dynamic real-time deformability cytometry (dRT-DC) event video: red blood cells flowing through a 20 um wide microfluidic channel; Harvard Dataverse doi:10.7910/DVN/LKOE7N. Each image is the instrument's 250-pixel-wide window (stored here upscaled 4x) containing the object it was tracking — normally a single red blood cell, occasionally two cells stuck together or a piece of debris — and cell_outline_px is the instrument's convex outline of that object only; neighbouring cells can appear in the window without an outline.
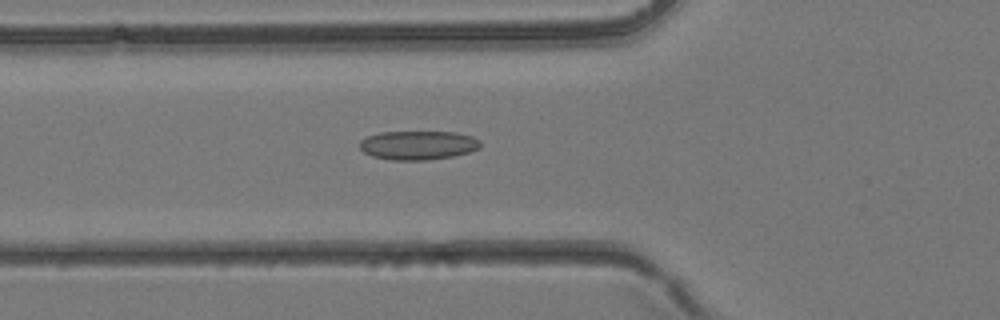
{"species": "common noctule bat (a hibernating species)", "species_latin": "Nyctalus noctula", "temperature_condition": "room temperature", "stored_images_in_passage": 39, "camera_frame_rate_fps": 3000, "um_per_image_px": 0.085, "animal": {"sex": "female", "body_mass_g": 24.6, "forearm_length_mm": 56.2}, "frame": {"image": 1, "passage_image": 14, "time_ms": 4.333, "image_size_px": [1000, 320], "cell_outline_px": [[480, 148], [468, 152], [452, 156], [428, 160], [392, 160], [372, 156], [364, 152], [360, 148], [360, 140], [368, 136], [380, 132], [456, 132], [472, 136], [480, 140]], "centroid_in_image_um": [35.54, 12.34], "position_along_channel_um": 90.3, "area_um2": 20.35}}
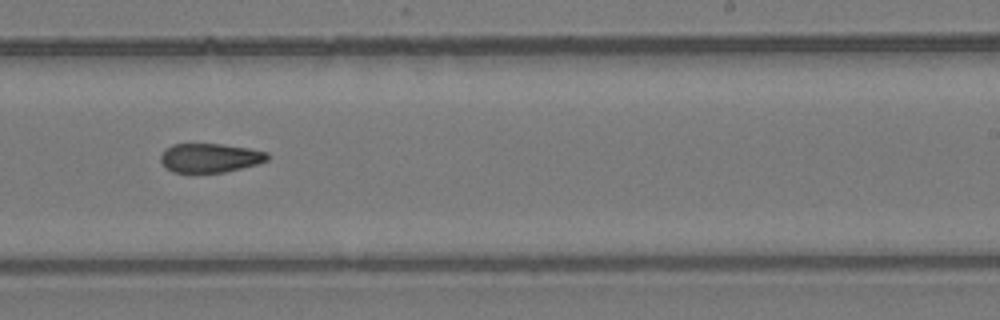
{"frame": {"image": 2, "passage_image": 24, "time_ms": 7.667, "image_size_px": [1000, 320], "cell_outline_px": [[268, 160], [256, 164], [224, 172], [172, 172], [164, 168], [160, 160], [160, 156], [164, 148], [172, 144], [220, 144], [248, 148], [268, 152]], "centroid_in_image_um": [17.79, 13.41], "position_along_channel_um": 271.2, "area_um2": 18.09}}
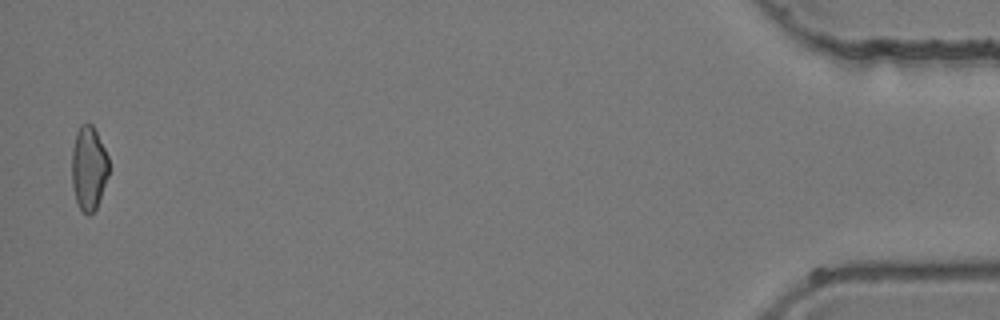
{"frame": {"image": 3, "passage_image": 38, "time_ms": 12.333, "image_size_px": [1000, 320], "cell_outline_px": [[108, 176], [96, 208], [88, 216], [80, 208], [76, 200], [72, 184], [72, 148], [76, 132], [80, 124], [92, 124], [108, 156]], "centroid_in_image_um": [7.53, 14.28], "position_along_channel_um": 427.7, "area_um2": 17.92}}